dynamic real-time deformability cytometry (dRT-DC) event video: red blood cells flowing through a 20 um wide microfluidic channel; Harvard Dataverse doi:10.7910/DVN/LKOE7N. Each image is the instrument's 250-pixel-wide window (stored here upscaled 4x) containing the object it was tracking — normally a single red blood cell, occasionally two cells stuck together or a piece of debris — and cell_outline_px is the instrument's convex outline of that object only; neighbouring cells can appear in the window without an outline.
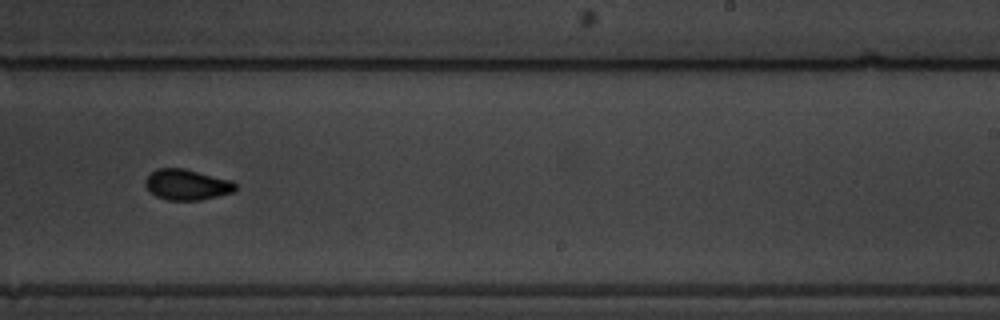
{"species": "common noctule bat (a hibernating species)", "species_latin": "Nyctalus noctula", "temperature_condition": "warm", "stored_images_in_passage": 34, "camera_frame_rate_fps": 3000, "um_per_image_px": 0.085, "animal": {"sex": "male", "body_mass_g": 19.5, "forearm_length_mm": 54.6}, "frame": {"image": 1, "passage_image": 20, "time_ms": 6.333, "image_size_px": [1000, 320], "cell_outline_px": [[236, 188], [232, 192], [200, 200], [168, 200], [156, 196], [144, 184], [144, 180], [156, 168], [184, 168], [232, 180], [236, 184]], "centroid_in_image_um": [15.88, 15.68], "position_along_channel_um": 273.1, "area_um2": 16.01}, "authors_computed_cell_mechanics": {"area_um2": 15.9528, "velocity_mm_per_s": 3.5147, "shape_relaxation_time_tau1_ms": 5.0932, "shape_relaxation_time_tau2_ms": 1.5112, "deformation_change_tau1": 0.1486, "deformation_change_tau2": 0.0624}}